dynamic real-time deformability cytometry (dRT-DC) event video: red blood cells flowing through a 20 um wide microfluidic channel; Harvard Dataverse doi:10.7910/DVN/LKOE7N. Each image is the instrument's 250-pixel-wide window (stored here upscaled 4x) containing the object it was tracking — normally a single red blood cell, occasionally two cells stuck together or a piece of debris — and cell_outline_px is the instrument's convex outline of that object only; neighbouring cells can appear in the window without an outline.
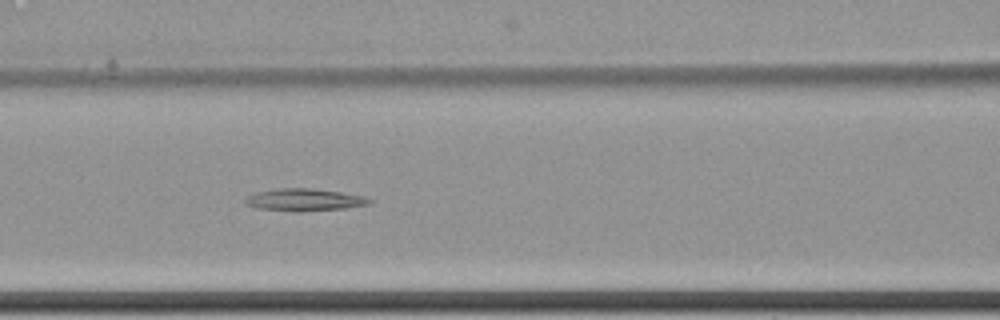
{"species": "common noctule bat (a hibernating species)", "species_latin": "Nyctalus noctula", "temperature_condition": "cold", "stored_images_in_passage": 7, "camera_frame_rate_fps": 3000, "um_per_image_px": 0.085, "animal": {"sex": "female", "body_mass_g": 22.7, "forearm_length_mm": 54.2}, "frame": {"image": 1, "passage_image": 7, "time_ms": 2.0, "image_size_px": [1000, 320], "cell_outline_px": [[372, 200], [368, 204], [344, 208], [300, 212], [296, 212], [256, 208], [244, 204], [244, 200], [248, 196], [256, 192], [280, 188], [312, 188], [340, 192], [364, 196]], "centroid_in_image_um": [25.82, 16.99], "position_along_channel_um": 140.8, "area_um2": 16.13}}